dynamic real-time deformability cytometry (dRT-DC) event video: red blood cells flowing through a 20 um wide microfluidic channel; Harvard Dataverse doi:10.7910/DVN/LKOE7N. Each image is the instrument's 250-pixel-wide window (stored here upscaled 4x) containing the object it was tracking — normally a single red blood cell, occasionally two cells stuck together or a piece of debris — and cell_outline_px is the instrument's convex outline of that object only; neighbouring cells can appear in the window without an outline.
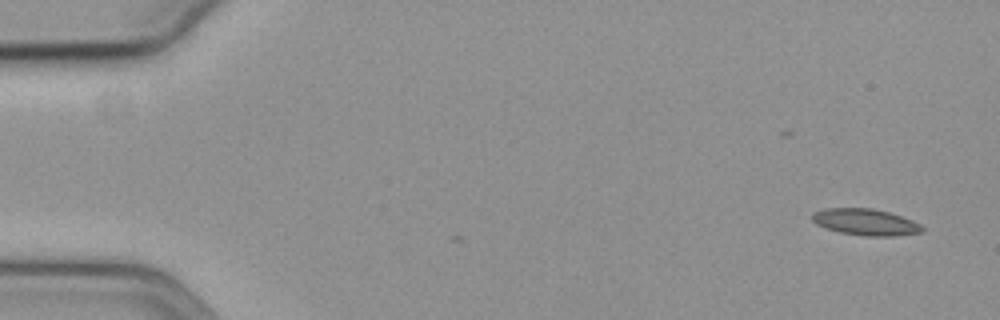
{"species": "common noctule bat (a hibernating species)", "species_latin": "Nyctalus noctula", "temperature_condition": "cold", "stored_images_in_passage": 2, "camera_frame_rate_fps": 3000, "um_per_image_px": 0.085, "animal": {"sex": "female", "body_mass_g": 19.3, "forearm_length_mm": 54.1}, "frame": {"image": 1, "passage_image": 2, "time_ms": 0.333, "image_size_px": [1000, 320], "cell_outline_px": [[924, 228], [920, 232], [892, 236], [868, 236], [840, 232], [824, 228], [816, 224], [812, 220], [812, 212], [824, 208], [872, 208], [888, 212], [912, 220], [920, 224]], "centroid_in_image_um": [73.52, 18.87], "position_along_channel_um": 11.5, "area_um2": 16.88}}